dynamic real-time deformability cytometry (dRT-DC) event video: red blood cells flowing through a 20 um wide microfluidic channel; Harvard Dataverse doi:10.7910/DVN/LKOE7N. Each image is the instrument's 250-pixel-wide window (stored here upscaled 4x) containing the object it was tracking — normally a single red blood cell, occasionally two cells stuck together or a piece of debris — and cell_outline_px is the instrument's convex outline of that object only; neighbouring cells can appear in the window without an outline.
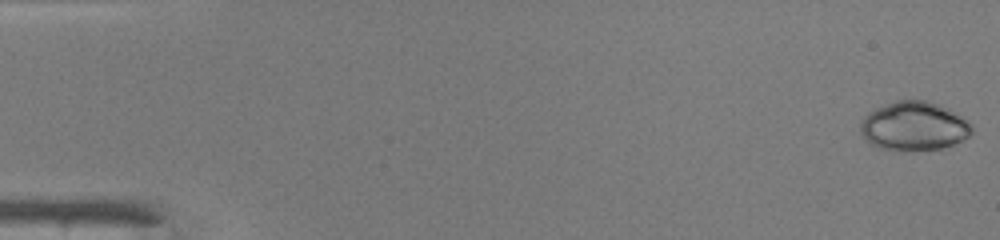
{"species": "common noctule bat (a hibernating species)", "species_latin": "Nyctalus noctula", "temperature_condition": "warm", "stored_images_in_passage": 47, "camera_frame_rate_fps": 3000, "um_per_image_px": 0.085, "animal": {"sex": "male", "body_mass_g": 19.0, "forearm_length_mm": 50.8}, "frame": {"image": 1, "passage_image": 1, "time_ms": 0.0, "image_size_px": [1000, 240], "cell_outline_px": [[972, 132], [968, 136], [952, 144], [940, 148], [880, 148], [872, 144], [860, 132], [860, 120], [868, 112], [876, 108], [896, 100], [924, 100], [940, 104], [948, 108], [968, 120], [972, 124]], "centroid_in_image_um": [77.69, 10.66], "position_along_channel_um": 7.3, "area_um2": 31.04}}
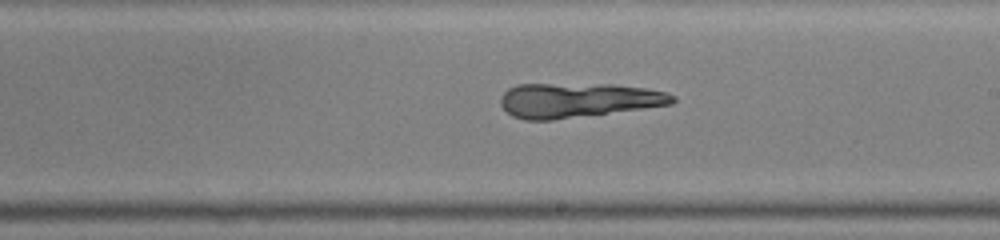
{"frame": {"image": 2, "passage_image": 29, "time_ms": 9.333, "image_size_px": [1000, 240], "cell_outline_px": [[676, 100], [672, 104], [552, 120], [524, 120], [512, 116], [500, 104], [500, 96], [508, 88], [516, 84], [612, 84], [648, 88], [668, 92], [676, 96]], "centroid_in_image_um": [49.12, 8.5], "position_along_channel_um": 239.9, "area_um2": 34.74}}
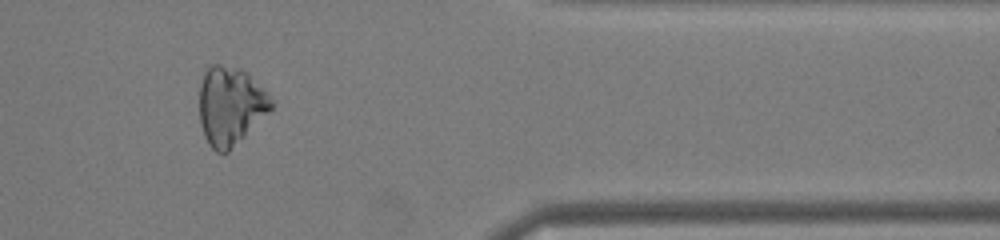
{"frame": {"image": 3, "passage_image": 41, "time_ms": 13.333, "image_size_px": [1000, 240], "cell_outline_px": [[272, 108], [228, 152], [216, 152], [208, 144], [204, 136], [200, 120], [200, 84], [204, 72], [212, 64], [220, 64], [240, 68], [248, 72], [268, 92], [272, 100]], "centroid_in_image_um": [19.58, 8.96], "position_along_channel_um": 391.8, "area_um2": 32.71}}